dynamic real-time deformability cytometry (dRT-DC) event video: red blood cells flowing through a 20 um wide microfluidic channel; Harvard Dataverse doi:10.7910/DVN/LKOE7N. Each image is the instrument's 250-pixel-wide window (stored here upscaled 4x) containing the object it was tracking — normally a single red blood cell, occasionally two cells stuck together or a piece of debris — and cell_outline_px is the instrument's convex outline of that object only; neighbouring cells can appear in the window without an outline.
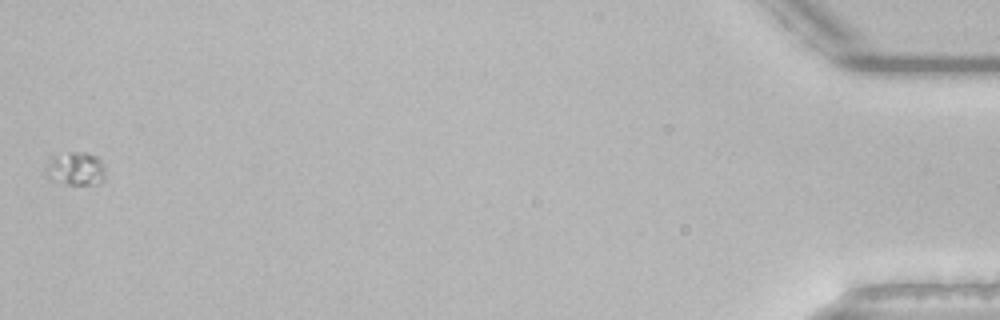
{"species": "common noctule bat (a hibernating species)", "species_latin": "Nyctalus noctula", "temperature_condition": "room temperature", "stored_images_in_passage": 50, "camera_frame_rate_fps": 3000, "um_per_image_px": 0.085, "animal": {"sex": "male", "body_mass_g": 21.5, "forearm_length_mm": 52.0}, "frame": {"image": 1, "passage_image": 50, "time_ms": 16.333, "image_size_px": [1000, 320], "cell_outline_px": [[104, 180], [100, 184], [68, 184], [48, 180], [48, 176], [52, 160], [68, 152], [84, 152], [96, 156], [100, 160], [104, 168]], "centroid_in_image_um": [6.54, 14.38], "position_along_channel_um": 428.7, "area_um2": 10.98}}